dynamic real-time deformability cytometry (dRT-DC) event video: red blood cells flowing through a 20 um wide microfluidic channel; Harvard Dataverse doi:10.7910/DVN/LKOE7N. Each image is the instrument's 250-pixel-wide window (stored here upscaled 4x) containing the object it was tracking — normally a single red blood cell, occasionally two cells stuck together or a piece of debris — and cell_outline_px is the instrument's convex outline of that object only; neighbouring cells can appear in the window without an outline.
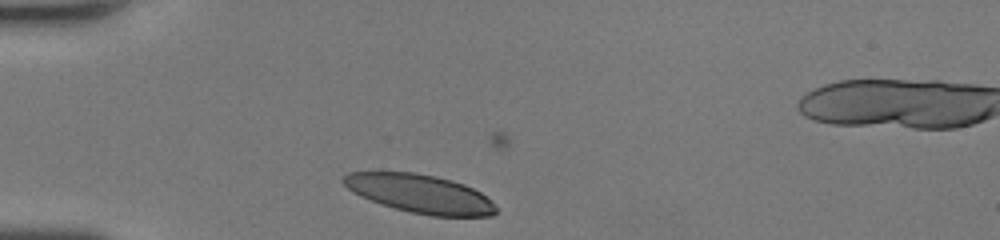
{"species": "human", "species_latin": "Homo sapiens", "temperature_condition": "room temperature", "stored_images_in_passage": 27, "camera_frame_rate_fps": 3000, "um_per_image_px": 0.085, "donor": {"sex": "female"}, "frame": {"image": 1, "passage_image": 1, "time_ms": 0.0, "image_size_px": [1000, 240], "cell_outline_px": [[496, 212], [492, 216], [432, 216], [412, 212], [380, 204], [360, 196], [352, 192], [340, 180], [348, 172], [412, 172], [436, 176], [452, 180], [464, 184], [480, 192], [492, 200], [496, 208]], "centroid_in_image_um": [35.7, 16.46], "position_along_channel_um": 49.3, "area_um2": 34.22}}
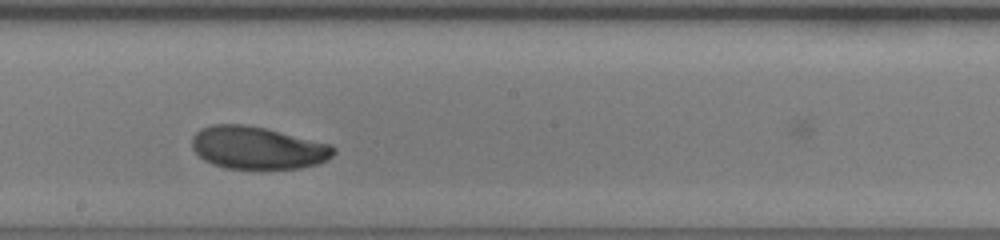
{"frame": {"image": 2, "passage_image": 15, "time_ms": 4.667, "image_size_px": [1000, 240], "cell_outline_px": [[336, 152], [328, 160], [316, 164], [300, 168], [224, 168], [212, 164], [204, 160], [192, 148], [192, 136], [200, 128], [212, 124], [244, 124], [264, 128], [332, 144], [336, 148]], "centroid_in_image_um": [21.9, 12.56], "position_along_channel_um": 226.3, "area_um2": 35.14}}
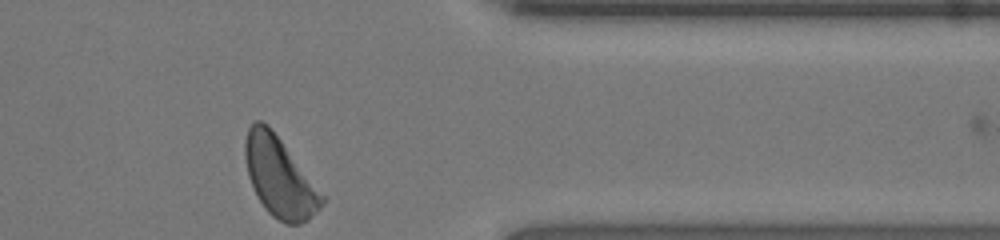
{"frame": {"image": 3, "passage_image": 27, "time_ms": 8.667, "image_size_px": [1000, 240], "cell_outline_px": [[324, 204], [308, 220], [300, 224], [284, 224], [272, 216], [264, 208], [248, 176], [244, 156], [244, 140], [248, 128], [256, 120], [260, 120], [268, 124], [324, 196]], "centroid_in_image_um": [23.74, 15.06], "position_along_channel_um": 387.7, "area_um2": 35.26}, "authors_computed_cell_mechanics": {"area_um2": 35.258, "velocity_mm_per_s": 4.3262, "shape_relaxation_time_tau1_ms": 3.1561, "shape_relaxation_time_tau2_ms": 5.7743, "deformation_change_tau1": 0.124, "deformation_change_tau2": 0.1282}}